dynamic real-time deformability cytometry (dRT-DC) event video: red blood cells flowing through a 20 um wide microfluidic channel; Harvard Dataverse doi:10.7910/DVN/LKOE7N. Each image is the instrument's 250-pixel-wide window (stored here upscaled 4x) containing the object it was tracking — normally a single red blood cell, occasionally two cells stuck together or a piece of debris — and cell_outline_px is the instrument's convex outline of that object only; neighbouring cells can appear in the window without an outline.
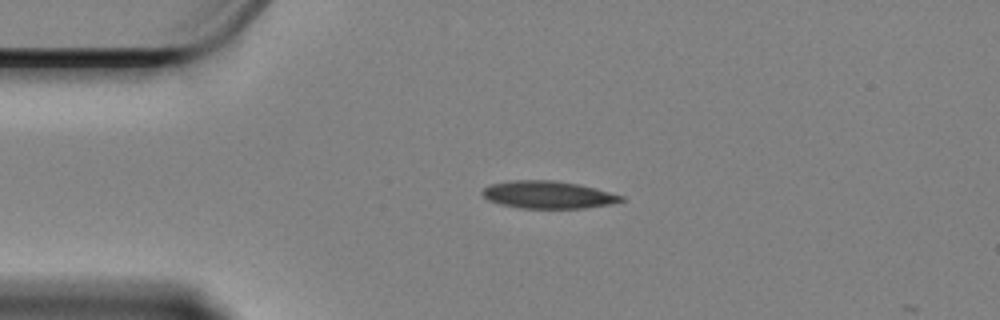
{"species": "Egyptian fruit bat (a non-hibernating species)", "species_latin": "Rousettus aegyptiacus", "temperature_condition": "cold", "stored_images_in_passage": 5, "camera_frame_rate_fps": 3000, "um_per_image_px": 0.085, "animal": {"sex": "female"}, "frame": {"image": 1, "passage_image": 1, "time_ms": 0.0, "image_size_px": [1000, 320], "cell_outline_px": [[624, 200], [608, 204], [584, 208], [520, 208], [500, 204], [488, 200], [480, 192], [484, 188], [492, 184], [512, 180], [556, 180], [576, 184], [624, 196]], "centroid_in_image_um": [46.53, 16.55], "position_along_channel_um": 38.5, "area_um2": 21.91}}